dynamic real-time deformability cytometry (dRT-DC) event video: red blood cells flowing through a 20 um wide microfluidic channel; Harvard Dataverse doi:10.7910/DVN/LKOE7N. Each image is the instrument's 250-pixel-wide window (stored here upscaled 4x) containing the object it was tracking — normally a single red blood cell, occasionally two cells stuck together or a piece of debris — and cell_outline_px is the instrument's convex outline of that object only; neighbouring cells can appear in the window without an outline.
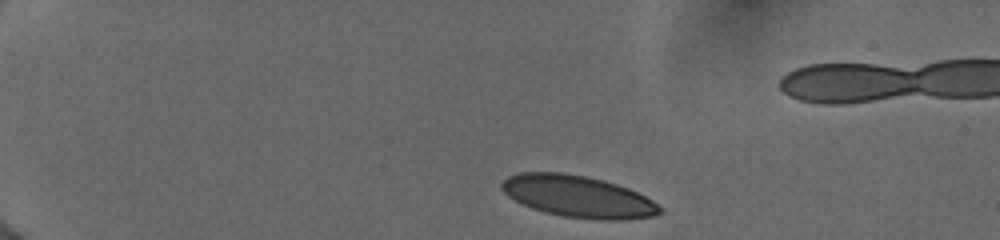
{"species": "human", "species_latin": "Homo sapiens", "temperature_condition": "cold", "stored_images_in_passage": 10, "camera_frame_rate_fps": 3000, "um_per_image_px": 0.085, "donor": {"sex": "female"}, "frame": {"image": 1, "passage_image": 1, "time_ms": 0.0, "image_size_px": [1000, 240], "cell_outline_px": [[664, 212], [652, 216], [624, 220], [600, 220], [564, 216], [544, 212], [532, 208], [508, 196], [500, 188], [500, 184], [508, 176], [520, 172], [560, 172], [584, 176], [604, 180], [628, 188], [652, 200], [664, 208]], "centroid_in_image_um": [49.15, 16.7], "position_along_channel_um": 35.8, "area_um2": 38.44}}
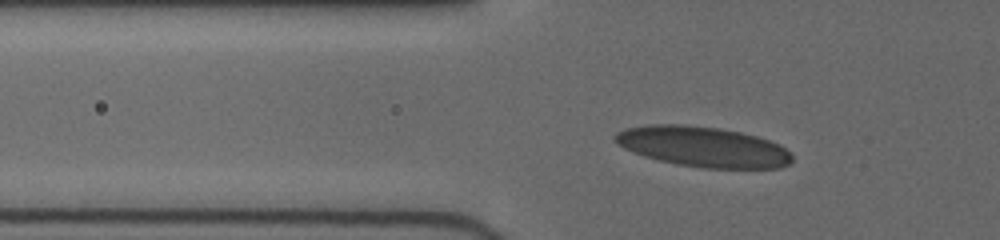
{"frame": {"image": 2, "passage_image": 7, "time_ms": 2.667, "image_size_px": [1000, 240], "cell_outline_px": [[792, 160], [788, 164], [780, 168], [704, 168], [676, 164], [644, 156], [632, 152], [616, 144], [612, 136], [616, 132], [624, 128], [652, 124], [680, 124], [716, 128], [740, 132], [756, 136], [780, 144], [792, 152]], "centroid_in_image_um": [59.74, 12.47], "position_along_channel_um": 66.1, "area_um2": 41.73}}
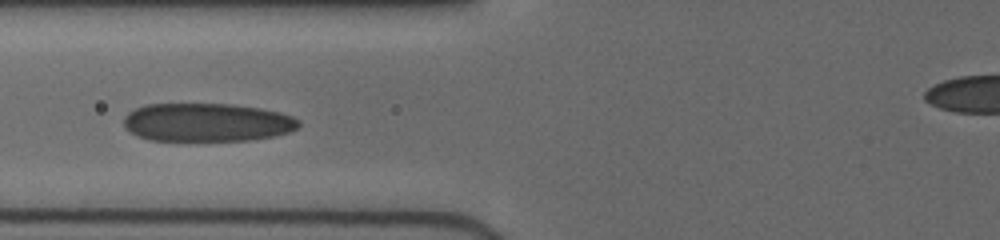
{"frame": {"image": 3, "passage_image": 9, "time_ms": 4.0, "image_size_px": [1000, 240], "cell_outline_px": [[300, 124], [296, 128], [288, 132], [276, 136], [248, 140], [148, 140], [136, 136], [124, 128], [124, 116], [128, 112], [144, 104], [232, 104], [260, 108], [280, 112], [292, 116], [300, 120]], "centroid_in_image_um": [17.57, 10.4], "position_along_channel_um": 108.2, "area_um2": 39.3}}